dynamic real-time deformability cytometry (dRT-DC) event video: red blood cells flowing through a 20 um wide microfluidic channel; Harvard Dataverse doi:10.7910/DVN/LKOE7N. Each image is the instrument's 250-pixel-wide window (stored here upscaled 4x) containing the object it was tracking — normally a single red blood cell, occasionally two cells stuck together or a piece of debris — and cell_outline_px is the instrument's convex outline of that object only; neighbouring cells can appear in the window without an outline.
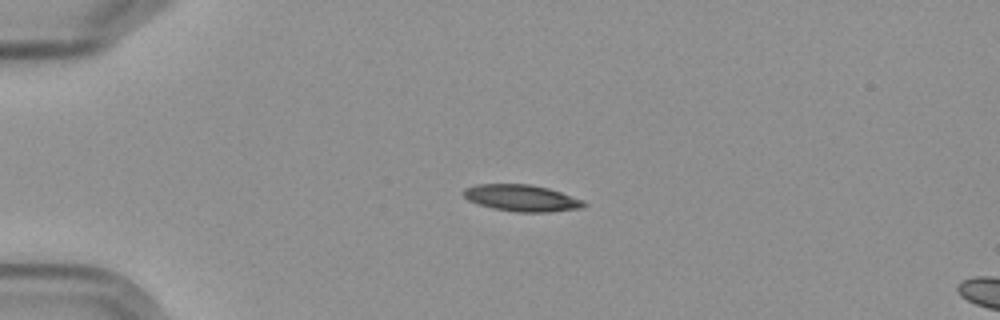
{"species": "Egyptian fruit bat (a non-hibernating species)", "species_latin": "Rousettus aegyptiacus", "temperature_condition": "cold", "stored_images_in_passage": 6, "segment_of_instrument_passage": [1, 2], "camera_frame_rate_fps": 3000, "um_per_image_px": 0.085, "frame": {"image": 1, "passage_image": 4, "time_ms": 3.667, "image_size_px": [1000, 320], "cell_outline_px": [[588, 204], [584, 208], [548, 212], [516, 212], [492, 208], [468, 200], [464, 196], [464, 188], [476, 184], [532, 184], [548, 188], [584, 200]], "centroid_in_image_um": [44.38, 16.83], "position_along_channel_um": 40.6, "area_um2": 18.73}}